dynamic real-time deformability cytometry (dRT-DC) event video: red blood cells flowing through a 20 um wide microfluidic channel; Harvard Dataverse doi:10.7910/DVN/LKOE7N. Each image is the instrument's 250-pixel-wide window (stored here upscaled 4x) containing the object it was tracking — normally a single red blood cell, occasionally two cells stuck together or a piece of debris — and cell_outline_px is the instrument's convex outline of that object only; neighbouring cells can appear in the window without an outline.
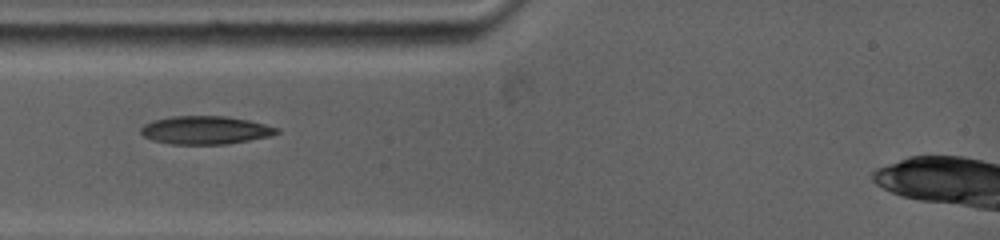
{"species": "common noctule bat (a hibernating species)", "species_latin": "Nyctalus noctula", "temperature_condition": "warm", "stored_images_in_passage": 3, "camera_frame_rate_fps": 5000, "um_per_image_px": 0.085, "animal": {"sex": "female", "body_mass_g": 19.0, "forearm_length_mm": 53.3}, "frame": {"image": 1, "passage_image": 1, "time_ms": 0.0, "image_size_px": [1000, 240], "cell_outline_px": [[280, 132], [272, 136], [228, 144], [172, 144], [152, 140], [144, 136], [140, 132], [140, 128], [144, 124], [156, 120], [172, 116], [224, 116], [248, 120], [280, 128]], "centroid_in_image_um": [17.49, 11.06], "position_along_channel_um": 67.5, "area_um2": 22.31}}
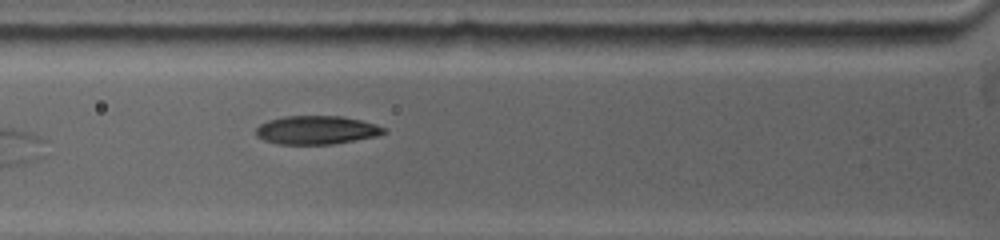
{"frame": {"image": 2, "passage_image": 3, "time_ms": 0.8, "image_size_px": [1000, 240], "cell_outline_px": [[388, 132], [376, 136], [332, 144], [276, 144], [264, 140], [256, 136], [256, 128], [260, 124], [268, 120], [284, 116], [340, 116], [360, 120], [376, 124], [388, 128]], "centroid_in_image_um": [26.91, 11.05], "position_along_channel_um": 98.9, "area_um2": 21.33}}